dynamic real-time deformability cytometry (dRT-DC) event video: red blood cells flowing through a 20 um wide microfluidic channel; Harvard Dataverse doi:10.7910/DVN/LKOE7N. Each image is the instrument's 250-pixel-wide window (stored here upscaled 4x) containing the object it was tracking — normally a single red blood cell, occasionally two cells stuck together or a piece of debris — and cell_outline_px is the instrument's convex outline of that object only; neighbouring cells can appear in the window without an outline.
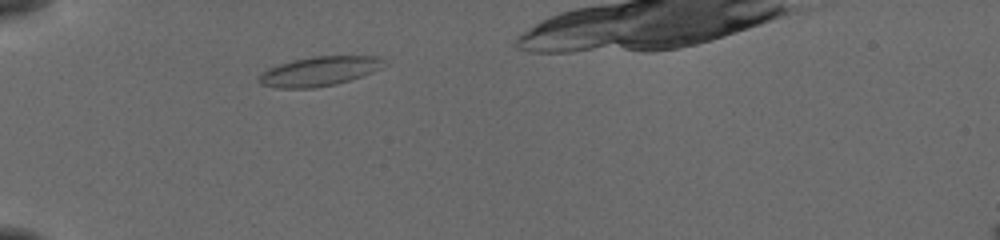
{"species": "common noctule bat (a hibernating species)", "species_latin": "Nyctalus noctula", "temperature_condition": "cold", "stored_images_in_passage": 33, "camera_frame_rate_fps": 3000, "um_per_image_px": 0.085, "animal": {"sex": "female", "body_mass_g": 19.5, "forearm_length_mm": 54.1}, "frame": {"image": 1, "passage_image": 1, "time_ms": 0.0, "image_size_px": [1000, 240], "cell_outline_px": [[384, 60], [380, 68], [372, 72], [336, 84], [316, 88], [276, 88], [260, 84], [260, 76], [268, 68], [292, 60], [312, 56], [376, 56]], "centroid_in_image_um": [27.11, 6.06], "position_along_channel_um": 57.9, "area_um2": 21.1}}
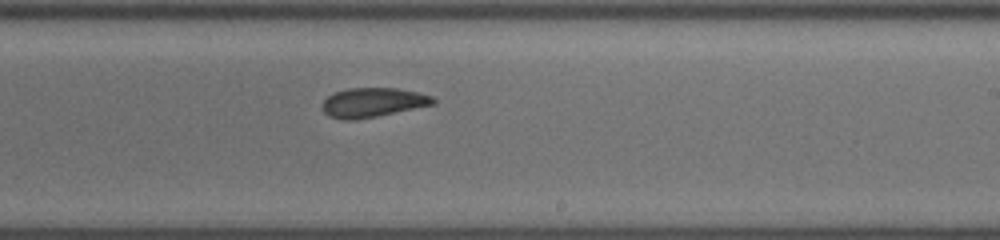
{"frame": {"image": 2, "passage_image": 18, "time_ms": 5.667, "image_size_px": [1000, 240], "cell_outline_px": [[436, 104], [356, 120], [344, 120], [328, 116], [320, 108], [320, 104], [332, 92], [348, 88], [396, 88], [416, 92], [432, 96], [436, 100]], "centroid_in_image_um": [31.63, 8.71], "position_along_channel_um": 257.4, "area_um2": 19.13}}
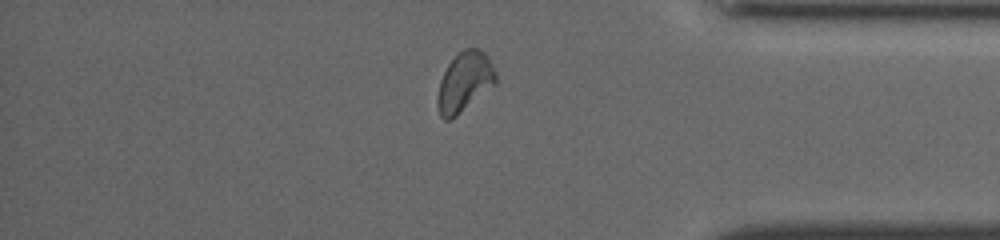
{"frame": {"image": 3, "passage_image": 30, "time_ms": 9.667, "image_size_px": [1000, 240], "cell_outline_px": [[496, 84], [452, 120], [444, 120], [440, 116], [436, 104], [436, 100], [440, 80], [448, 64], [464, 48], [476, 48], [484, 52], [492, 64], [496, 72]], "centroid_in_image_um": [39.48, 7.0], "position_along_channel_um": 395.7, "area_um2": 20.35}}